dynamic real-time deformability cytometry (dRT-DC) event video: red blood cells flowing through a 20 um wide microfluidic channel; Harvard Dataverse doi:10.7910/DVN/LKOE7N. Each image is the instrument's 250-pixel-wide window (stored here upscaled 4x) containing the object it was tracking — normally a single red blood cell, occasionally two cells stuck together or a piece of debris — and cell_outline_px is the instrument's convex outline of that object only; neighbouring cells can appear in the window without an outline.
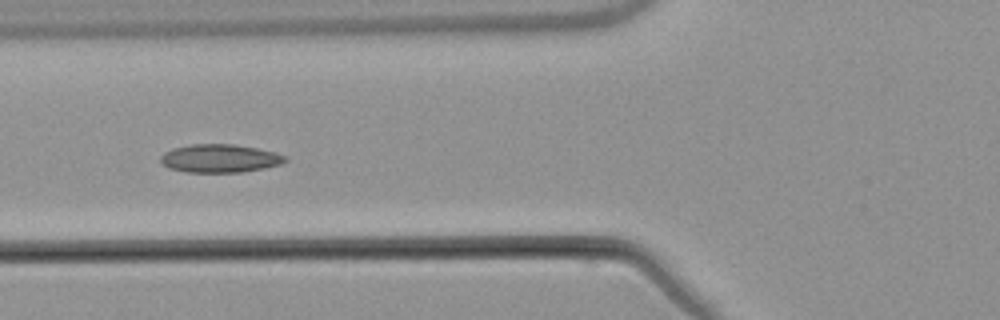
{"species": "common noctule bat (a hibernating species)", "species_latin": "Nyctalus noctula", "temperature_condition": "warm", "stored_images_in_passage": 7, "camera_frame_rate_fps": 3000, "um_per_image_px": 0.085, "animal": {"sex": "male", "body_mass_g": 21.5, "forearm_length_mm": 52.0}, "frame": {"image": 1, "passage_image": 6, "time_ms": 5.667, "image_size_px": [1000, 320], "cell_outline_px": [[288, 160], [280, 164], [264, 168], [244, 172], [184, 172], [168, 168], [160, 160], [160, 156], [164, 152], [172, 148], [192, 144], [232, 144], [256, 148], [276, 152], [288, 156]], "centroid_in_image_um": [18.69, 13.46], "position_along_channel_um": 107.1, "area_um2": 20.63}}
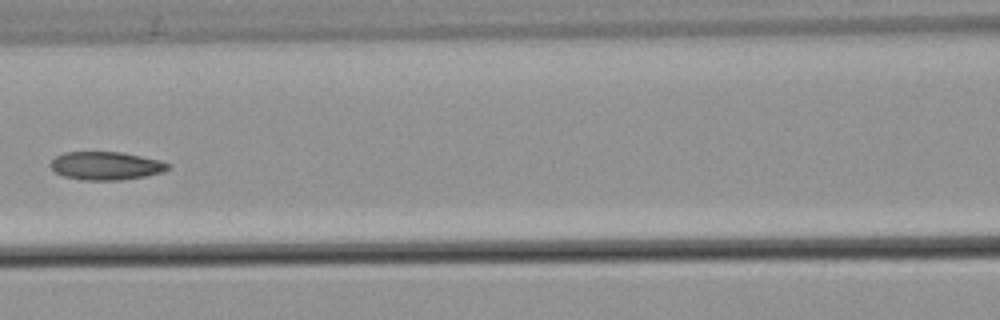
{"frame": {"image": 2, "passage_image": 7, "time_ms": 7.0, "image_size_px": [1000, 320], "cell_outline_px": [[172, 164], [164, 172], [144, 176], [120, 180], [84, 180], [64, 176], [56, 172], [48, 164], [56, 156], [64, 152], [120, 152], [160, 160]], "centroid_in_image_um": [9.01, 14.09], "position_along_channel_um": 157.6, "area_um2": 19.25}}